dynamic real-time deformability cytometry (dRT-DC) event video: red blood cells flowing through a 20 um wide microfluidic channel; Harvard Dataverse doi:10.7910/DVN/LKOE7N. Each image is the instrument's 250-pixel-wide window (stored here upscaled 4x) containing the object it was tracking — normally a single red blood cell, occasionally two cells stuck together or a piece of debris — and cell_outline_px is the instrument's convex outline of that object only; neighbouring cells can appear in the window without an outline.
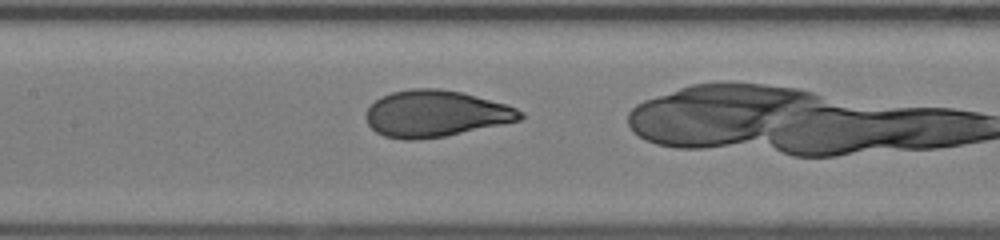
{"species": "human", "species_latin": "Homo sapiens", "temperature_condition": "room temperature", "stored_images_in_passage": 20, "camera_frame_rate_fps": 3000, "um_per_image_px": 0.085, "donor": {"sex": "female"}, "frame": {"image": 1, "passage_image": 6, "time_ms": 1.667, "image_size_px": [1000, 240], "cell_outline_px": [[524, 116], [520, 120], [444, 136], [420, 140], [404, 140], [384, 136], [376, 132], [368, 124], [364, 116], [368, 108], [380, 96], [392, 92], [412, 88], [440, 88], [460, 92], [504, 104], [516, 108], [524, 112]], "centroid_in_image_um": [36.98, 9.66], "position_along_channel_um": 170.4, "area_um2": 41.62}}